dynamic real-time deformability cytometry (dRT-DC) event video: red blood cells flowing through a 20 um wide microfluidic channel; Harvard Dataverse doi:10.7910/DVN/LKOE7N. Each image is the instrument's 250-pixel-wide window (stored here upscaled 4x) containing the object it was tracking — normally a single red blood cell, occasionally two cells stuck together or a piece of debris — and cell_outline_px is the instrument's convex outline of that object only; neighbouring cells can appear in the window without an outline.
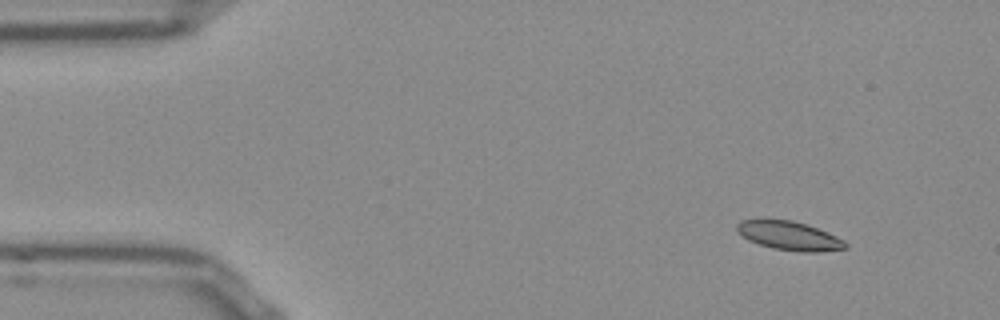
{"species": "Egyptian fruit bat (a non-hibernating species)", "species_latin": "Rousettus aegyptiacus", "temperature_condition": "room temperature", "stored_images_in_passage": 48, "camera_frame_rate_fps": 3000, "um_per_image_px": 0.085, "frame": {"image": 1, "passage_image": 1, "time_ms": 0.0, "image_size_px": [1000, 320], "cell_outline_px": [[848, 248], [816, 252], [800, 252], [772, 248], [748, 240], [736, 228], [736, 224], [740, 220], [792, 220], [808, 224], [836, 236], [844, 240], [848, 244]], "centroid_in_image_um": [67.13, 20.04], "position_along_channel_um": 17.9, "area_um2": 18.09}}
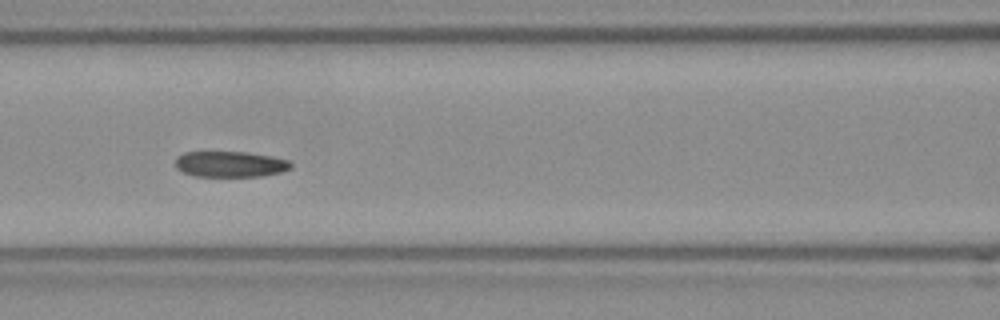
{"frame": {"image": 2, "passage_image": 18, "time_ms": 5.667, "image_size_px": [1000, 320], "cell_outline_px": [[292, 168], [280, 172], [260, 176], [196, 176], [184, 172], [176, 168], [176, 156], [184, 152], [244, 152], [272, 156], [288, 160], [292, 164]], "centroid_in_image_um": [19.57, 13.95], "position_along_channel_um": 147.0, "area_um2": 17.28}}
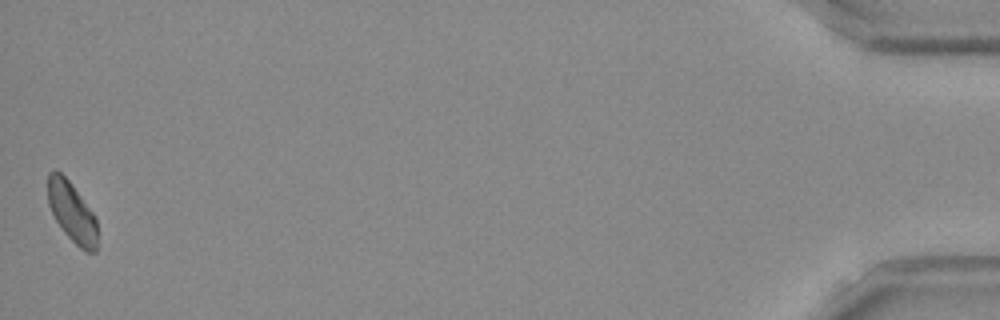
{"frame": {"image": 3, "passage_image": 48, "time_ms": 15.667, "image_size_px": [1000, 320], "cell_outline_px": [[96, 252], [84, 252], [64, 232], [56, 220], [48, 204], [48, 172], [60, 172], [68, 180], [96, 216]], "centroid_in_image_um": [6.12, 18.05], "position_along_channel_um": 429.1, "area_um2": 16.99}, "authors_computed_cell_mechanics": {"area_um2": 18.2937, "velocity_mm_per_s": 3.823, "shape_relaxation_time_tau1_ms": null, "shape_relaxation_time_tau2_ms": 4.4368, "deformation_change_tau1": null, "deformation_change_tau2": 0.0606}}